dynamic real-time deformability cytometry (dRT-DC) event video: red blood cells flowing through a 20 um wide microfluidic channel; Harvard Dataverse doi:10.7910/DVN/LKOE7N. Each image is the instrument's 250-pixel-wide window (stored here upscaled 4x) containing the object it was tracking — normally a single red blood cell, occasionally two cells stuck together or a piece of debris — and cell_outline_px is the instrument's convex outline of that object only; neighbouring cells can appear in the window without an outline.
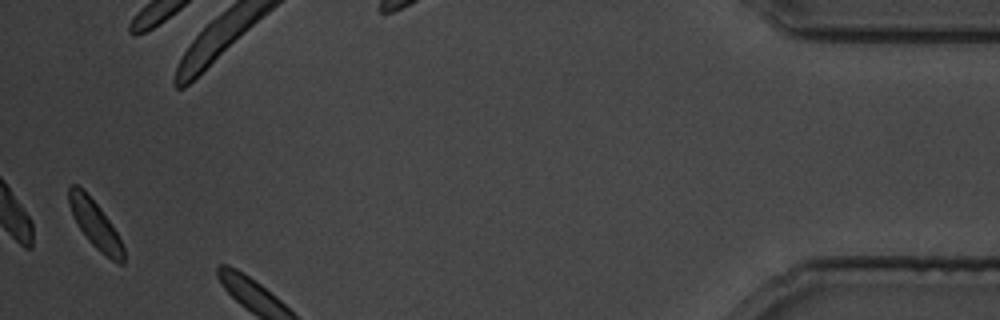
{"species": "common noctule bat (a hibernating species)", "species_latin": "Nyctalus noctula", "temperature_condition": "cold", "stored_images_in_passage": 24, "camera_frame_rate_fps": 3000, "um_per_image_px": 0.085, "animal": {"sex": "male", "body_mass_g": 19.5, "forearm_length_mm": 54.6}, "frame": {"image": 1, "passage_image": 24, "time_ms": 29.0, "image_size_px": [1000, 320], "cell_outline_px": [[124, 264], [120, 264], [112, 260], [100, 252], [88, 240], [80, 228], [68, 204], [68, 184], [76, 184], [100, 208], [116, 232], [124, 248]], "centroid_in_image_um": [8.08, 19.09], "position_along_channel_um": 427.1, "area_um2": 14.62}}